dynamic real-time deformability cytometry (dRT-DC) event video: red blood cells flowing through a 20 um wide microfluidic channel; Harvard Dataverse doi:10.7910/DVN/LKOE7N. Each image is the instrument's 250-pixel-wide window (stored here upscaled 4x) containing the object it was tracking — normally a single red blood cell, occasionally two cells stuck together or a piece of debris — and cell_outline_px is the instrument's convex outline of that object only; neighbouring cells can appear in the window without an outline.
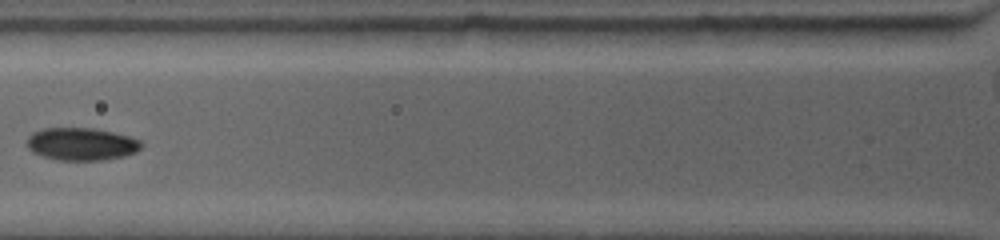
{"species": "common noctule bat (a hibernating species)", "species_latin": "Nyctalus noctula", "temperature_condition": "warm", "stored_images_in_passage": 5, "camera_frame_rate_fps": 4500, "um_per_image_px": 0.085, "animal": {"sex": "female", "body_mass_g": 19.0, "forearm_length_mm": 53.3}, "frame": {"image": 1, "passage_image": 4, "time_ms": 3.556, "image_size_px": [1000, 240], "cell_outline_px": [[144, 144], [136, 152], [124, 156], [104, 160], [56, 160], [40, 156], [32, 152], [28, 148], [28, 136], [32, 132], [44, 128], [92, 128], [112, 132], [128, 136], [140, 140]], "centroid_in_image_um": [6.91, 12.25], "position_along_channel_um": 118.9, "area_um2": 21.85}}
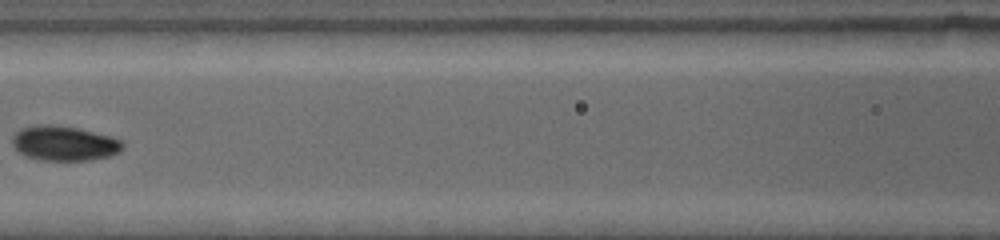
{"frame": {"image": 2, "passage_image": 5, "time_ms": 4.667, "image_size_px": [1000, 240], "cell_outline_px": [[124, 148], [120, 152], [108, 156], [88, 160], [36, 160], [24, 156], [16, 152], [12, 144], [12, 136], [16, 132], [24, 128], [44, 124], [52, 124], [76, 128], [112, 136], [120, 140], [124, 144]], "centroid_in_image_um": [5.44, 12.19], "position_along_channel_um": 161.2, "area_um2": 22.48}}